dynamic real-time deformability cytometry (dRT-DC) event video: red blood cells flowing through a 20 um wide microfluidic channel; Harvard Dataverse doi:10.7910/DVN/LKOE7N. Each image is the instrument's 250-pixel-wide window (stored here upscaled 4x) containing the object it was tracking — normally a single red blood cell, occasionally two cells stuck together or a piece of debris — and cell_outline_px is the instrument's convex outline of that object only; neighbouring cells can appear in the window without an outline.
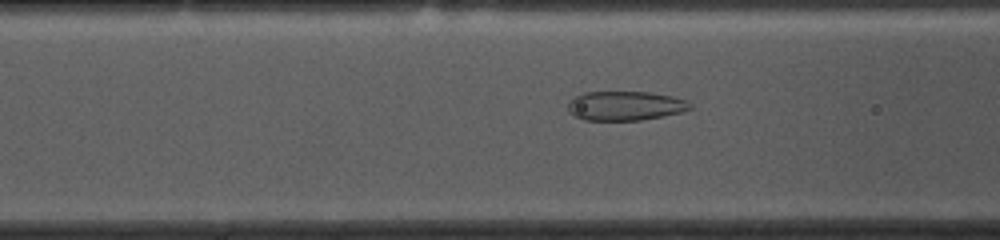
{"species": "common noctule bat (a hibernating species)", "species_latin": "Nyctalus noctula", "temperature_condition": "cold", "stored_images_in_passage": 54, "camera_frame_rate_fps": 3000, "um_per_image_px": 0.085, "animal": {"sex": "female", "body_mass_g": 10.0, "forearm_length_mm": 53.1}, "frame": {"image": 1, "passage_image": 19, "time_ms": 6.0, "image_size_px": [1000, 240], "cell_outline_px": [[692, 108], [680, 112], [664, 116], [640, 120], [584, 120], [576, 116], [568, 108], [568, 104], [576, 96], [584, 92], [648, 92], [672, 96], [688, 100], [692, 104]], "centroid_in_image_um": [53.2, 8.99], "position_along_channel_um": 113.4, "area_um2": 20.69}}
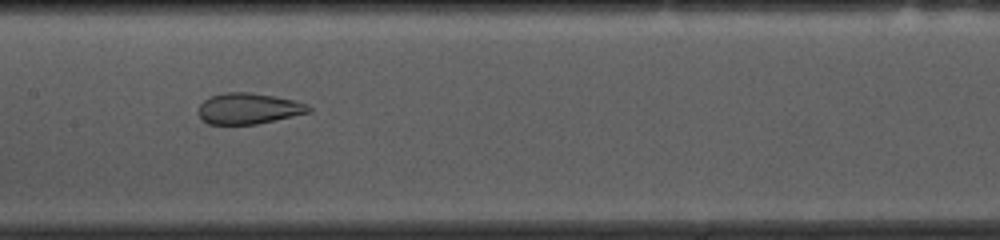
{"frame": {"image": 2, "passage_image": 25, "time_ms": 8.0, "image_size_px": [1000, 240], "cell_outline_px": [[312, 112], [256, 124], [208, 124], [200, 120], [196, 112], [200, 104], [204, 100], [212, 96], [224, 92], [252, 92], [296, 100], [308, 104], [312, 108]], "centroid_in_image_um": [21.12, 9.22], "position_along_channel_um": 186.3, "area_um2": 20.23}}
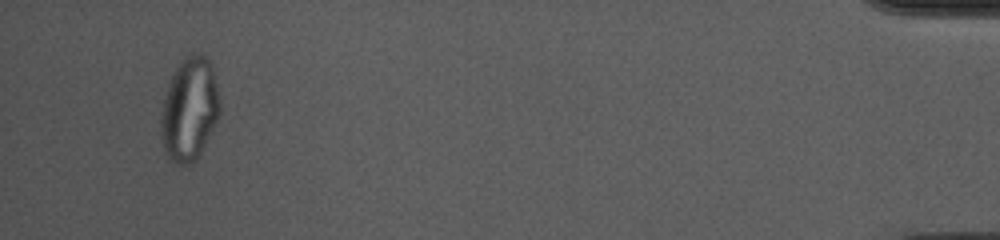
{"frame": {"image": 3, "passage_image": 51, "time_ms": 16.667, "image_size_px": [1000, 240], "cell_outline_px": [[220, 116], [196, 160], [188, 164], [176, 164], [168, 156], [164, 148], [160, 124], [160, 112], [164, 96], [172, 76], [180, 60], [184, 56], [192, 52], [200, 52], [208, 56], [212, 64], [220, 100]], "centroid_in_image_um": [16.12, 9.22], "position_along_channel_um": 419.1, "area_um2": 35.78}}